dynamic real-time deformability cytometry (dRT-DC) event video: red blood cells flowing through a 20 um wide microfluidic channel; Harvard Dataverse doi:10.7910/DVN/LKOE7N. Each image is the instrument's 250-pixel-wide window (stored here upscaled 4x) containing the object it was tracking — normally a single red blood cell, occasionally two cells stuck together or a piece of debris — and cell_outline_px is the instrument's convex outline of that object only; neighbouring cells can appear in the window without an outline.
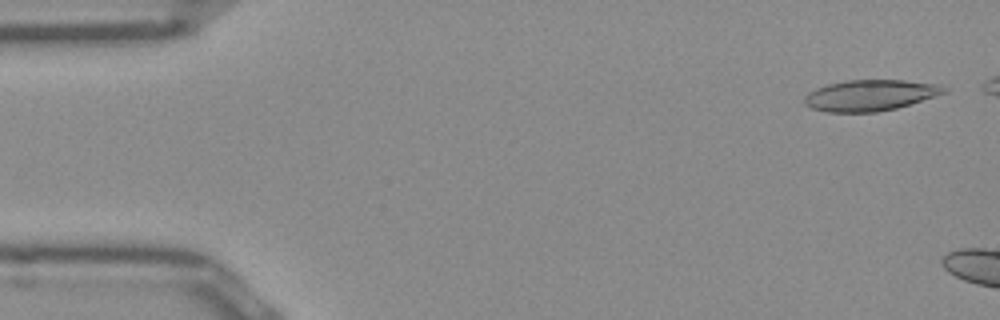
{"species": "Egyptian fruit bat (a non-hibernating species)", "species_latin": "Rousettus aegyptiacus", "temperature_condition": "room temperature", "stored_images_in_passage": 7, "camera_frame_rate_fps": 3000, "um_per_image_px": 0.085, "frame": {"image": 1, "passage_image": 2, "time_ms": 0.333, "image_size_px": [1000, 320], "cell_outline_px": [[948, 92], [896, 108], [876, 112], [828, 112], [812, 108], [804, 104], [804, 96], [808, 92], [816, 88], [828, 84], [848, 80], [904, 80], [936, 84], [948, 88]], "centroid_in_image_um": [73.95, 8.1], "position_along_channel_um": 11.1, "area_um2": 25.14}}